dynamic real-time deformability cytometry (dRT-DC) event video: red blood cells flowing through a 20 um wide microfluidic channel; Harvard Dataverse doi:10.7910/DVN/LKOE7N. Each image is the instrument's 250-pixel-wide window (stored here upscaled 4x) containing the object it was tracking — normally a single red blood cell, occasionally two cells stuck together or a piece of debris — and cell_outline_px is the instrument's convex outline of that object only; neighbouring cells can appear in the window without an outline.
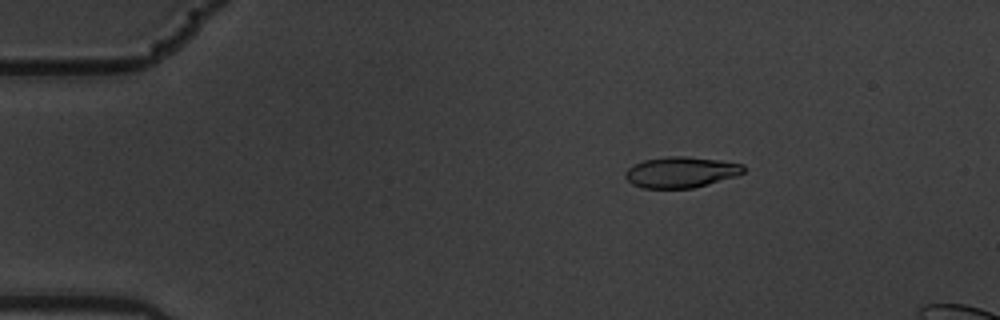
{"species": "common noctule bat (a hibernating species)", "species_latin": "Nyctalus noctula", "temperature_condition": "warm", "stored_images_in_passage": 6, "camera_frame_rate_fps": 3000, "um_per_image_px": 0.085, "animal": {"sex": "male", "body_mass_g": 19.5, "forearm_length_mm": 54.6}, "frame": {"image": 1, "passage_image": 4, "time_ms": 1.0, "image_size_px": [1000, 320], "cell_outline_px": [[744, 172], [736, 176], [708, 184], [692, 188], [644, 188], [632, 184], [624, 176], [624, 172], [628, 168], [644, 160], [668, 156], [684, 156], [720, 160], [744, 164]], "centroid_in_image_um": [57.88, 14.63], "position_along_channel_um": 27.1, "area_um2": 21.21}}